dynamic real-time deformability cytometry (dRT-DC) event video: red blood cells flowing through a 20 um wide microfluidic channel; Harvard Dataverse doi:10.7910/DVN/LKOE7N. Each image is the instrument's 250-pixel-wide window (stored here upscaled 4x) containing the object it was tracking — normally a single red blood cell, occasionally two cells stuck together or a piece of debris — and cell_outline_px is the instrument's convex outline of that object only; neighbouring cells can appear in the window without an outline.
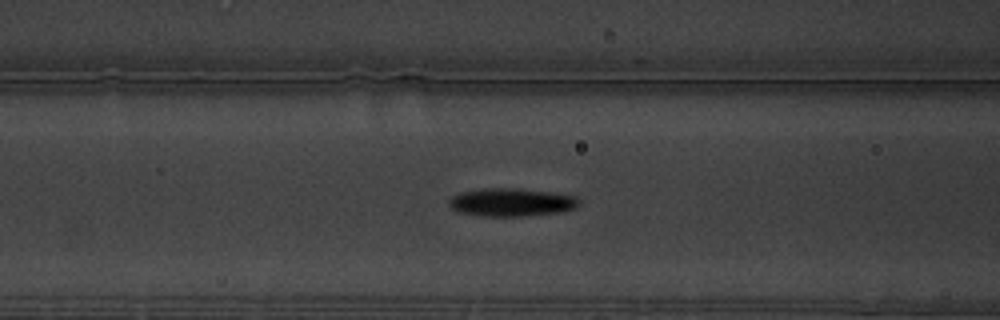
{"species": "common noctule bat (a hibernating species)", "species_latin": "Nyctalus noctula", "temperature_condition": "warm", "stored_images_in_passage": 52, "camera_frame_rate_fps": 3000, "um_per_image_px": 0.085, "animal": {"sex": "male", "body_mass_g": 19.5, "forearm_length_mm": 54.6}, "frame": {"image": 1, "passage_image": 16, "time_ms": 5.0, "image_size_px": [1000, 320], "cell_outline_px": [[580, 204], [576, 208], [560, 212], [524, 216], [484, 216], [456, 212], [448, 204], [448, 200], [452, 196], [460, 192], [484, 188], [512, 188], [552, 192], [576, 196], [580, 200]], "centroid_in_image_um": [43.46, 17.19], "position_along_channel_um": 123.1, "area_um2": 21.44}}
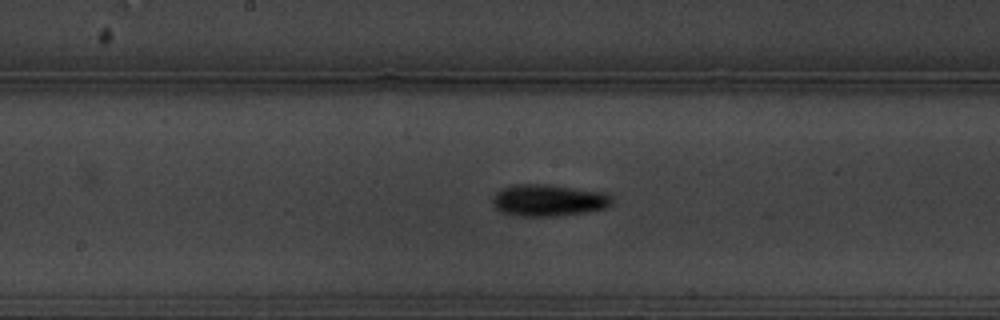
{"frame": {"image": 2, "passage_image": 23, "time_ms": 7.333, "image_size_px": [1000, 320], "cell_outline_px": [[612, 204], [604, 208], [584, 212], [560, 216], [520, 216], [500, 212], [492, 204], [492, 196], [500, 188], [512, 184], [548, 184], [604, 192], [612, 196]], "centroid_in_image_um": [46.57, 17.01], "position_along_channel_um": 201.6, "area_um2": 22.37}, "authors_computed_cell_mechanics": {"area_um2": 19.9699, "velocity_mm_per_s": 3.3645, "shape_relaxation_time_tau1_ms": 2.8484, "shape_relaxation_time_tau2_ms": null, "deformation_change_tau1": 0.1421, "deformation_change_tau2": null}}